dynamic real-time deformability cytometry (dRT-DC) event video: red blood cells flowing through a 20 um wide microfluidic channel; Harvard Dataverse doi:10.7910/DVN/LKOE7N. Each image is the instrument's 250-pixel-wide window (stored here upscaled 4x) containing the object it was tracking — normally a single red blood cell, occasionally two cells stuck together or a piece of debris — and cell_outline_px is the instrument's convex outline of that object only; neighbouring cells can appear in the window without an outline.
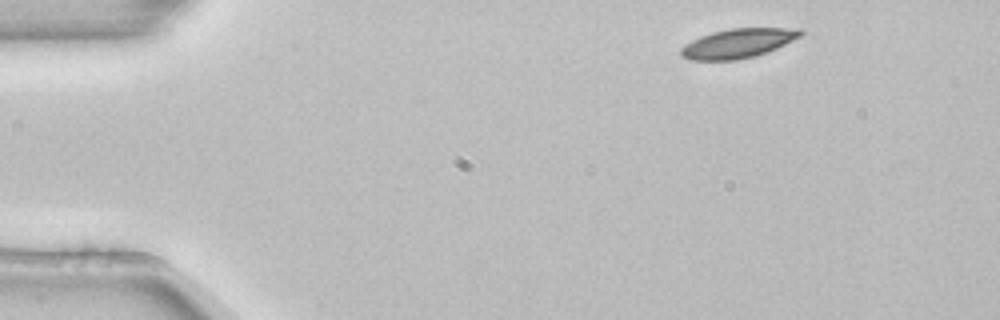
{"species": "common noctule bat (a hibernating species)", "species_latin": "Nyctalus noctula", "temperature_condition": "room temperature", "stored_images_in_passage": 4, "camera_frame_rate_fps": 3000, "um_per_image_px": 0.085, "animal": {"sex": "female", "body_mass_g": 22.7, "forearm_length_mm": 54.2}, "frame": {"image": 1, "passage_image": 1, "time_ms": 0.0, "image_size_px": [1000, 320], "cell_outline_px": [[804, 32], [800, 36], [768, 52], [736, 60], [688, 60], [680, 56], [680, 48], [684, 44], [700, 36], [712, 32], [728, 28], [800, 28]], "centroid_in_image_um": [62.68, 3.68], "position_along_channel_um": 22.3, "area_um2": 20.46}}
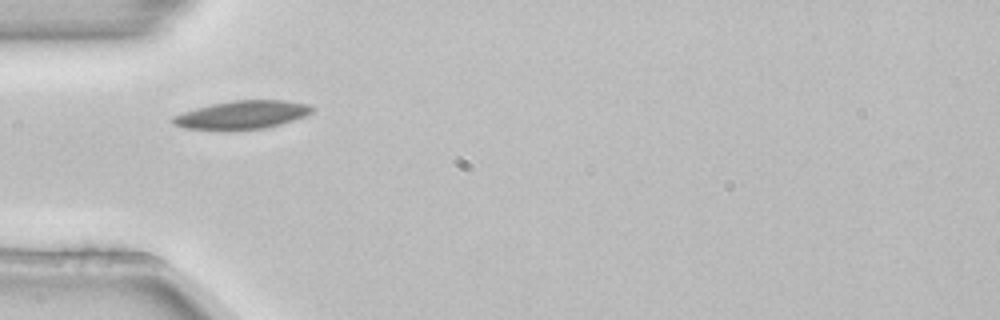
{"frame": {"image": 2, "passage_image": 4, "time_ms": 1.0, "image_size_px": [1000, 320], "cell_outline_px": [[316, 108], [312, 112], [304, 116], [280, 124], [264, 128], [184, 128], [176, 124], [172, 120], [172, 116], [196, 108], [212, 104], [232, 100], [284, 100], [308, 104]], "centroid_in_image_um": [20.64, 9.72], "position_along_channel_um": 64.4, "area_um2": 22.14}}